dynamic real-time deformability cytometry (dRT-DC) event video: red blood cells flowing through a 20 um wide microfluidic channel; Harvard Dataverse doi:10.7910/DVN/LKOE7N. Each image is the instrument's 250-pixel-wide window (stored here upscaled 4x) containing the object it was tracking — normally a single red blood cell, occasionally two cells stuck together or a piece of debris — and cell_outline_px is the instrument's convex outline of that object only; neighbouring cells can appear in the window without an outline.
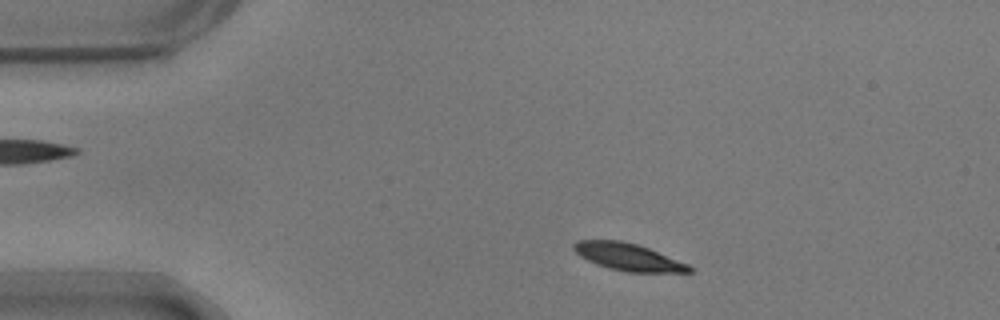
{"species": "common noctule bat (a hibernating species)", "species_latin": "Nyctalus noctula", "temperature_condition": "warm", "stored_images_in_passage": 50, "camera_frame_rate_fps": 3000, "um_per_image_px": 0.085, "animal": {"sex": "male", "body_mass_g": 17.9}, "frame": {"image": 1, "passage_image": 5, "time_ms": 1.333, "image_size_px": [1000, 320], "cell_outline_px": [[696, 272], [628, 272], [608, 268], [596, 264], [580, 256], [572, 248], [572, 244], [576, 240], [620, 240], [636, 244], [648, 248], [688, 264], [696, 268]], "centroid_in_image_um": [53.4, 21.84], "position_along_channel_um": 31.6, "area_um2": 18.38}}
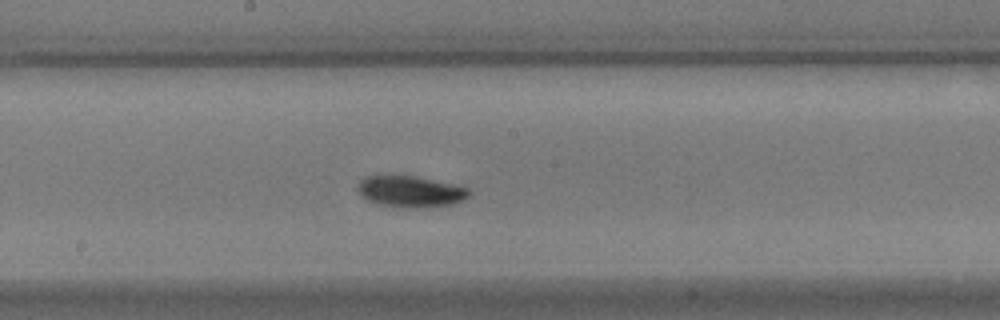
{"frame": {"image": 2, "passage_image": 24, "time_ms": 7.667, "image_size_px": [1000, 320], "cell_outline_px": [[472, 192], [464, 200], [452, 204], [416, 208], [400, 208], [380, 204], [368, 200], [360, 196], [360, 180], [364, 176], [416, 176], [456, 184], [472, 188]], "centroid_in_image_um": [34.97, 16.28], "position_along_channel_um": 213.2, "area_um2": 20.4}}
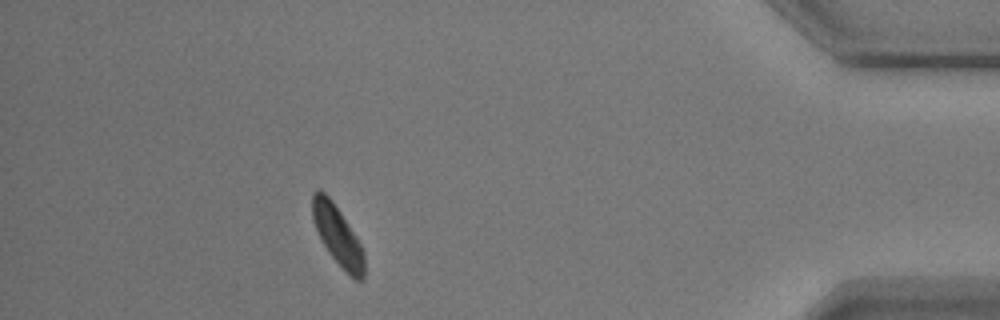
{"frame": {"image": 3, "passage_image": 44, "time_ms": 14.333, "image_size_px": [1000, 320], "cell_outline_px": [[364, 280], [356, 280], [328, 252], [320, 240], [312, 220], [312, 192], [324, 192], [332, 200], [356, 236], [364, 252]], "centroid_in_image_um": [28.68, 20.01], "position_along_channel_um": 406.5, "area_um2": 17.63}, "authors_computed_cell_mechanics": {"area_um2": 18.9584, "velocity_mm_per_s": 3.6509, "shape_relaxation_time_tau1_ms": 2.5162, "shape_relaxation_time_tau2_ms": null, "deformation_change_tau1": 0.1319, "deformation_change_tau2": null}}